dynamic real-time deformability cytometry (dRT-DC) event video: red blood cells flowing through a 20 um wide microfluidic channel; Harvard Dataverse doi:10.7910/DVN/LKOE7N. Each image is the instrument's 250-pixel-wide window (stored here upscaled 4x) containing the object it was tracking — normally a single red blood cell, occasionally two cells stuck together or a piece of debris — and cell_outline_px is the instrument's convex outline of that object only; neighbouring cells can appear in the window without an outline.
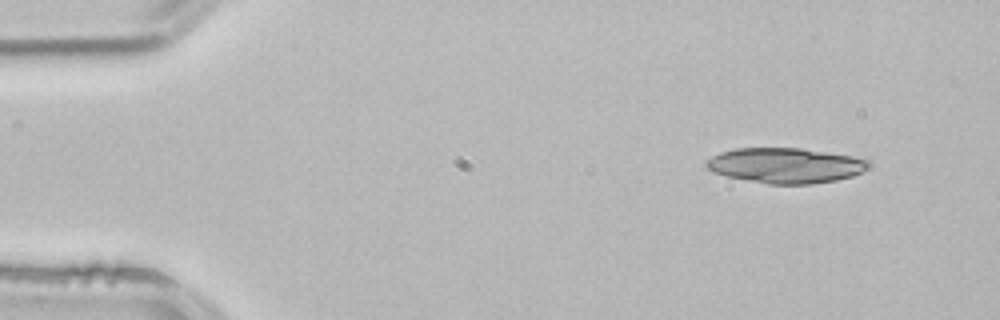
{"species": "common noctule bat (a hibernating species)", "species_latin": "Nyctalus noctula", "temperature_condition": "room temperature", "stored_images_in_passage": 3, "camera_frame_rate_fps": 3000, "um_per_image_px": 0.085, "animal": {"sex": "male", "body_mass_g": 21.5, "forearm_length_mm": 52.0}, "frame": {"image": 1, "passage_image": 1, "time_ms": 0.0, "image_size_px": [1000, 320], "cell_outline_px": [[872, 168], [852, 176], [836, 180], [812, 184], [768, 184], [724, 176], [712, 172], [704, 164], [704, 160], [720, 152], [736, 148], [800, 148], [852, 156], [872, 160]], "centroid_in_image_um": [66.78, 14.06], "position_along_channel_um": 18.2, "area_um2": 33.76}}